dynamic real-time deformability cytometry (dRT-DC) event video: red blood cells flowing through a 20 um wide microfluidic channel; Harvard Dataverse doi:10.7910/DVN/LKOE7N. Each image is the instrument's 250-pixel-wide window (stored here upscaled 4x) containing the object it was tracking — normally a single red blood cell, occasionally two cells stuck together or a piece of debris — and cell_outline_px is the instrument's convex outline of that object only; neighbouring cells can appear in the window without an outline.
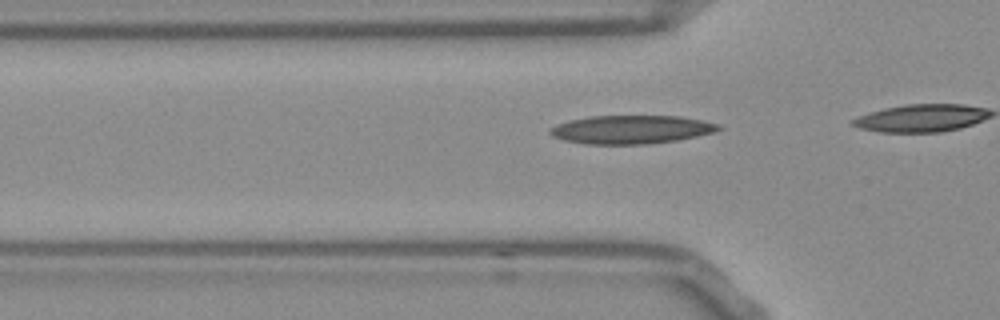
{"species": "Egyptian fruit bat (a non-hibernating species)", "species_latin": "Rousettus aegyptiacus", "temperature_condition": "room temperature", "stored_images_in_passage": 16, "camera_frame_rate_fps": 3000, "um_per_image_px": 0.085, "frame": {"image": 1, "passage_image": 13, "time_ms": 4.0, "image_size_px": [1000, 320], "cell_outline_px": [[724, 128], [712, 132], [696, 136], [676, 140], [648, 144], [584, 144], [564, 140], [552, 136], [548, 132], [548, 128], [556, 124], [568, 120], [588, 116], [680, 116], [700, 120], [716, 124]], "centroid_in_image_um": [53.57, 11.01], "position_along_channel_um": 72.2, "area_um2": 27.92}}